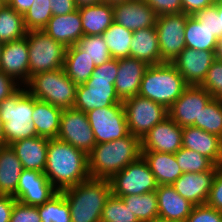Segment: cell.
Here are the masks:
<instances>
[{
    "instance_id": "cell-1",
    "label": "cell",
    "mask_w": 222,
    "mask_h": 222,
    "mask_svg": "<svg viewBox=\"0 0 222 222\" xmlns=\"http://www.w3.org/2000/svg\"><path fill=\"white\" fill-rule=\"evenodd\" d=\"M44 174L61 192L90 179L88 155L57 138L49 139Z\"/></svg>"
},
{
    "instance_id": "cell-2",
    "label": "cell",
    "mask_w": 222,
    "mask_h": 222,
    "mask_svg": "<svg viewBox=\"0 0 222 222\" xmlns=\"http://www.w3.org/2000/svg\"><path fill=\"white\" fill-rule=\"evenodd\" d=\"M141 156V139L131 133L121 139L96 144L88 154L90 177L109 180Z\"/></svg>"
},
{
    "instance_id": "cell-3",
    "label": "cell",
    "mask_w": 222,
    "mask_h": 222,
    "mask_svg": "<svg viewBox=\"0 0 222 222\" xmlns=\"http://www.w3.org/2000/svg\"><path fill=\"white\" fill-rule=\"evenodd\" d=\"M118 68V59L114 58L96 66L90 78L84 84L77 85L73 108L86 113L93 109L123 103L117 96L114 86Z\"/></svg>"
},
{
    "instance_id": "cell-4",
    "label": "cell",
    "mask_w": 222,
    "mask_h": 222,
    "mask_svg": "<svg viewBox=\"0 0 222 222\" xmlns=\"http://www.w3.org/2000/svg\"><path fill=\"white\" fill-rule=\"evenodd\" d=\"M61 192L68 202L72 222H100L103 208L112 194L108 179L93 178Z\"/></svg>"
},
{
    "instance_id": "cell-5",
    "label": "cell",
    "mask_w": 222,
    "mask_h": 222,
    "mask_svg": "<svg viewBox=\"0 0 222 222\" xmlns=\"http://www.w3.org/2000/svg\"><path fill=\"white\" fill-rule=\"evenodd\" d=\"M34 96L25 86L0 102V119L3 123V135L6 145L37 136L32 120Z\"/></svg>"
},
{
    "instance_id": "cell-6",
    "label": "cell",
    "mask_w": 222,
    "mask_h": 222,
    "mask_svg": "<svg viewBox=\"0 0 222 222\" xmlns=\"http://www.w3.org/2000/svg\"><path fill=\"white\" fill-rule=\"evenodd\" d=\"M189 85L172 63L149 65L144 73L138 95L169 109Z\"/></svg>"
},
{
    "instance_id": "cell-7",
    "label": "cell",
    "mask_w": 222,
    "mask_h": 222,
    "mask_svg": "<svg viewBox=\"0 0 222 222\" xmlns=\"http://www.w3.org/2000/svg\"><path fill=\"white\" fill-rule=\"evenodd\" d=\"M24 86L38 100L62 109L74 106L77 85L66 75L63 68L37 73L31 76Z\"/></svg>"
},
{
    "instance_id": "cell-8",
    "label": "cell",
    "mask_w": 222,
    "mask_h": 222,
    "mask_svg": "<svg viewBox=\"0 0 222 222\" xmlns=\"http://www.w3.org/2000/svg\"><path fill=\"white\" fill-rule=\"evenodd\" d=\"M29 79L31 76L64 67L66 47L43 30L27 31Z\"/></svg>"
},
{
    "instance_id": "cell-9",
    "label": "cell",
    "mask_w": 222,
    "mask_h": 222,
    "mask_svg": "<svg viewBox=\"0 0 222 222\" xmlns=\"http://www.w3.org/2000/svg\"><path fill=\"white\" fill-rule=\"evenodd\" d=\"M111 193L117 197L156 191L158 184L147 162L141 156L110 179Z\"/></svg>"
},
{
    "instance_id": "cell-10",
    "label": "cell",
    "mask_w": 222,
    "mask_h": 222,
    "mask_svg": "<svg viewBox=\"0 0 222 222\" xmlns=\"http://www.w3.org/2000/svg\"><path fill=\"white\" fill-rule=\"evenodd\" d=\"M123 106L129 133L140 139L168 117L167 108L140 95L124 100Z\"/></svg>"
},
{
    "instance_id": "cell-11",
    "label": "cell",
    "mask_w": 222,
    "mask_h": 222,
    "mask_svg": "<svg viewBox=\"0 0 222 222\" xmlns=\"http://www.w3.org/2000/svg\"><path fill=\"white\" fill-rule=\"evenodd\" d=\"M96 144L111 142L129 134L123 103L86 112Z\"/></svg>"
},
{
    "instance_id": "cell-12",
    "label": "cell",
    "mask_w": 222,
    "mask_h": 222,
    "mask_svg": "<svg viewBox=\"0 0 222 222\" xmlns=\"http://www.w3.org/2000/svg\"><path fill=\"white\" fill-rule=\"evenodd\" d=\"M188 16L184 12L158 16L155 29L163 62L172 63L186 47L184 31Z\"/></svg>"
},
{
    "instance_id": "cell-13",
    "label": "cell",
    "mask_w": 222,
    "mask_h": 222,
    "mask_svg": "<svg viewBox=\"0 0 222 222\" xmlns=\"http://www.w3.org/2000/svg\"><path fill=\"white\" fill-rule=\"evenodd\" d=\"M57 139L69 143L87 155L96 145L86 113L74 108L62 110Z\"/></svg>"
},
{
    "instance_id": "cell-14",
    "label": "cell",
    "mask_w": 222,
    "mask_h": 222,
    "mask_svg": "<svg viewBox=\"0 0 222 222\" xmlns=\"http://www.w3.org/2000/svg\"><path fill=\"white\" fill-rule=\"evenodd\" d=\"M213 96L200 85H189L168 109V116L180 127L199 128V115Z\"/></svg>"
},
{
    "instance_id": "cell-15",
    "label": "cell",
    "mask_w": 222,
    "mask_h": 222,
    "mask_svg": "<svg viewBox=\"0 0 222 222\" xmlns=\"http://www.w3.org/2000/svg\"><path fill=\"white\" fill-rule=\"evenodd\" d=\"M57 192L44 173L24 169L20 175L14 198L24 205L39 206Z\"/></svg>"
},
{
    "instance_id": "cell-16",
    "label": "cell",
    "mask_w": 222,
    "mask_h": 222,
    "mask_svg": "<svg viewBox=\"0 0 222 222\" xmlns=\"http://www.w3.org/2000/svg\"><path fill=\"white\" fill-rule=\"evenodd\" d=\"M215 52L185 47L172 64L188 85H201L211 64L216 60Z\"/></svg>"
},
{
    "instance_id": "cell-17",
    "label": "cell",
    "mask_w": 222,
    "mask_h": 222,
    "mask_svg": "<svg viewBox=\"0 0 222 222\" xmlns=\"http://www.w3.org/2000/svg\"><path fill=\"white\" fill-rule=\"evenodd\" d=\"M183 127L169 116L157 123L142 139V151L175 154L182 147Z\"/></svg>"
},
{
    "instance_id": "cell-18",
    "label": "cell",
    "mask_w": 222,
    "mask_h": 222,
    "mask_svg": "<svg viewBox=\"0 0 222 222\" xmlns=\"http://www.w3.org/2000/svg\"><path fill=\"white\" fill-rule=\"evenodd\" d=\"M114 22L131 31L155 27L157 13L143 0H129L114 4Z\"/></svg>"
},
{
    "instance_id": "cell-19",
    "label": "cell",
    "mask_w": 222,
    "mask_h": 222,
    "mask_svg": "<svg viewBox=\"0 0 222 222\" xmlns=\"http://www.w3.org/2000/svg\"><path fill=\"white\" fill-rule=\"evenodd\" d=\"M0 71L13 77L22 86L29 81V51L26 37L3 44Z\"/></svg>"
},
{
    "instance_id": "cell-20",
    "label": "cell",
    "mask_w": 222,
    "mask_h": 222,
    "mask_svg": "<svg viewBox=\"0 0 222 222\" xmlns=\"http://www.w3.org/2000/svg\"><path fill=\"white\" fill-rule=\"evenodd\" d=\"M216 171L214 166L206 172L183 173L171 186L194 206L203 205L207 203Z\"/></svg>"
},
{
    "instance_id": "cell-21",
    "label": "cell",
    "mask_w": 222,
    "mask_h": 222,
    "mask_svg": "<svg viewBox=\"0 0 222 222\" xmlns=\"http://www.w3.org/2000/svg\"><path fill=\"white\" fill-rule=\"evenodd\" d=\"M118 73L115 79V90L119 99L124 100L138 95L140 84L149 65L136 58L118 59Z\"/></svg>"
},
{
    "instance_id": "cell-22",
    "label": "cell",
    "mask_w": 222,
    "mask_h": 222,
    "mask_svg": "<svg viewBox=\"0 0 222 222\" xmlns=\"http://www.w3.org/2000/svg\"><path fill=\"white\" fill-rule=\"evenodd\" d=\"M182 147L208 158L215 166L222 165V139L200 128L183 127Z\"/></svg>"
},
{
    "instance_id": "cell-23",
    "label": "cell",
    "mask_w": 222,
    "mask_h": 222,
    "mask_svg": "<svg viewBox=\"0 0 222 222\" xmlns=\"http://www.w3.org/2000/svg\"><path fill=\"white\" fill-rule=\"evenodd\" d=\"M43 31L66 48L75 45L84 36L79 10L52 15Z\"/></svg>"
},
{
    "instance_id": "cell-24",
    "label": "cell",
    "mask_w": 222,
    "mask_h": 222,
    "mask_svg": "<svg viewBox=\"0 0 222 222\" xmlns=\"http://www.w3.org/2000/svg\"><path fill=\"white\" fill-rule=\"evenodd\" d=\"M158 200V218L184 222L194 205L183 198L171 185H159L155 191Z\"/></svg>"
},
{
    "instance_id": "cell-25",
    "label": "cell",
    "mask_w": 222,
    "mask_h": 222,
    "mask_svg": "<svg viewBox=\"0 0 222 222\" xmlns=\"http://www.w3.org/2000/svg\"><path fill=\"white\" fill-rule=\"evenodd\" d=\"M48 142L49 138L34 136L17 140L10 146L15 151L24 169L44 173Z\"/></svg>"
},
{
    "instance_id": "cell-26",
    "label": "cell",
    "mask_w": 222,
    "mask_h": 222,
    "mask_svg": "<svg viewBox=\"0 0 222 222\" xmlns=\"http://www.w3.org/2000/svg\"><path fill=\"white\" fill-rule=\"evenodd\" d=\"M130 57L146 62L148 65L164 63L161 60L158 36L155 27L133 31L130 44Z\"/></svg>"
},
{
    "instance_id": "cell-27",
    "label": "cell",
    "mask_w": 222,
    "mask_h": 222,
    "mask_svg": "<svg viewBox=\"0 0 222 222\" xmlns=\"http://www.w3.org/2000/svg\"><path fill=\"white\" fill-rule=\"evenodd\" d=\"M142 157L147 162L158 186L172 185L183 174L175 154L142 151Z\"/></svg>"
},
{
    "instance_id": "cell-28",
    "label": "cell",
    "mask_w": 222,
    "mask_h": 222,
    "mask_svg": "<svg viewBox=\"0 0 222 222\" xmlns=\"http://www.w3.org/2000/svg\"><path fill=\"white\" fill-rule=\"evenodd\" d=\"M84 35H102L114 22L113 6L107 2L78 8Z\"/></svg>"
},
{
    "instance_id": "cell-29",
    "label": "cell",
    "mask_w": 222,
    "mask_h": 222,
    "mask_svg": "<svg viewBox=\"0 0 222 222\" xmlns=\"http://www.w3.org/2000/svg\"><path fill=\"white\" fill-rule=\"evenodd\" d=\"M24 170L10 145L0 148V195L15 196L19 178Z\"/></svg>"
},
{
    "instance_id": "cell-30",
    "label": "cell",
    "mask_w": 222,
    "mask_h": 222,
    "mask_svg": "<svg viewBox=\"0 0 222 222\" xmlns=\"http://www.w3.org/2000/svg\"><path fill=\"white\" fill-rule=\"evenodd\" d=\"M62 110L60 107L34 97L32 120L36 127L37 136L49 139L57 138Z\"/></svg>"
},
{
    "instance_id": "cell-31",
    "label": "cell",
    "mask_w": 222,
    "mask_h": 222,
    "mask_svg": "<svg viewBox=\"0 0 222 222\" xmlns=\"http://www.w3.org/2000/svg\"><path fill=\"white\" fill-rule=\"evenodd\" d=\"M95 64L76 44L66 48L64 71L76 84H84L95 69Z\"/></svg>"
},
{
    "instance_id": "cell-32",
    "label": "cell",
    "mask_w": 222,
    "mask_h": 222,
    "mask_svg": "<svg viewBox=\"0 0 222 222\" xmlns=\"http://www.w3.org/2000/svg\"><path fill=\"white\" fill-rule=\"evenodd\" d=\"M184 32L187 48L216 51L218 39L192 15L187 17Z\"/></svg>"
},
{
    "instance_id": "cell-33",
    "label": "cell",
    "mask_w": 222,
    "mask_h": 222,
    "mask_svg": "<svg viewBox=\"0 0 222 222\" xmlns=\"http://www.w3.org/2000/svg\"><path fill=\"white\" fill-rule=\"evenodd\" d=\"M104 42L108 45L112 58L120 59L130 57V44L133 31L113 22L102 34Z\"/></svg>"
},
{
    "instance_id": "cell-34",
    "label": "cell",
    "mask_w": 222,
    "mask_h": 222,
    "mask_svg": "<svg viewBox=\"0 0 222 222\" xmlns=\"http://www.w3.org/2000/svg\"><path fill=\"white\" fill-rule=\"evenodd\" d=\"M121 199L140 222H150L158 218V200L155 191L123 196Z\"/></svg>"
},
{
    "instance_id": "cell-35",
    "label": "cell",
    "mask_w": 222,
    "mask_h": 222,
    "mask_svg": "<svg viewBox=\"0 0 222 222\" xmlns=\"http://www.w3.org/2000/svg\"><path fill=\"white\" fill-rule=\"evenodd\" d=\"M23 15L8 6L0 9V41L2 43L21 39L26 36Z\"/></svg>"
},
{
    "instance_id": "cell-36",
    "label": "cell",
    "mask_w": 222,
    "mask_h": 222,
    "mask_svg": "<svg viewBox=\"0 0 222 222\" xmlns=\"http://www.w3.org/2000/svg\"><path fill=\"white\" fill-rule=\"evenodd\" d=\"M37 208L41 222H72L70 208L62 192H57Z\"/></svg>"
},
{
    "instance_id": "cell-37",
    "label": "cell",
    "mask_w": 222,
    "mask_h": 222,
    "mask_svg": "<svg viewBox=\"0 0 222 222\" xmlns=\"http://www.w3.org/2000/svg\"><path fill=\"white\" fill-rule=\"evenodd\" d=\"M199 128L222 139V100L212 98L203 108Z\"/></svg>"
},
{
    "instance_id": "cell-38",
    "label": "cell",
    "mask_w": 222,
    "mask_h": 222,
    "mask_svg": "<svg viewBox=\"0 0 222 222\" xmlns=\"http://www.w3.org/2000/svg\"><path fill=\"white\" fill-rule=\"evenodd\" d=\"M175 158L183 173H199L210 171L215 165L196 151L181 147Z\"/></svg>"
},
{
    "instance_id": "cell-39",
    "label": "cell",
    "mask_w": 222,
    "mask_h": 222,
    "mask_svg": "<svg viewBox=\"0 0 222 222\" xmlns=\"http://www.w3.org/2000/svg\"><path fill=\"white\" fill-rule=\"evenodd\" d=\"M76 45L93 60L95 66L102 65L112 58L102 35H84Z\"/></svg>"
},
{
    "instance_id": "cell-40",
    "label": "cell",
    "mask_w": 222,
    "mask_h": 222,
    "mask_svg": "<svg viewBox=\"0 0 222 222\" xmlns=\"http://www.w3.org/2000/svg\"><path fill=\"white\" fill-rule=\"evenodd\" d=\"M52 15L50 0H34L32 6L23 15L26 30H43Z\"/></svg>"
},
{
    "instance_id": "cell-41",
    "label": "cell",
    "mask_w": 222,
    "mask_h": 222,
    "mask_svg": "<svg viewBox=\"0 0 222 222\" xmlns=\"http://www.w3.org/2000/svg\"><path fill=\"white\" fill-rule=\"evenodd\" d=\"M101 222H140L120 197L110 195L102 211Z\"/></svg>"
},
{
    "instance_id": "cell-42",
    "label": "cell",
    "mask_w": 222,
    "mask_h": 222,
    "mask_svg": "<svg viewBox=\"0 0 222 222\" xmlns=\"http://www.w3.org/2000/svg\"><path fill=\"white\" fill-rule=\"evenodd\" d=\"M200 86L205 88L213 98L222 100V60L216 59L211 64Z\"/></svg>"
},
{
    "instance_id": "cell-43",
    "label": "cell",
    "mask_w": 222,
    "mask_h": 222,
    "mask_svg": "<svg viewBox=\"0 0 222 222\" xmlns=\"http://www.w3.org/2000/svg\"><path fill=\"white\" fill-rule=\"evenodd\" d=\"M217 39L221 37V22L217 11V0L209 7L197 10L193 15Z\"/></svg>"
},
{
    "instance_id": "cell-44",
    "label": "cell",
    "mask_w": 222,
    "mask_h": 222,
    "mask_svg": "<svg viewBox=\"0 0 222 222\" xmlns=\"http://www.w3.org/2000/svg\"><path fill=\"white\" fill-rule=\"evenodd\" d=\"M184 222H222V212L207 204L196 205Z\"/></svg>"
},
{
    "instance_id": "cell-45",
    "label": "cell",
    "mask_w": 222,
    "mask_h": 222,
    "mask_svg": "<svg viewBox=\"0 0 222 222\" xmlns=\"http://www.w3.org/2000/svg\"><path fill=\"white\" fill-rule=\"evenodd\" d=\"M10 222H41L37 206L14 203Z\"/></svg>"
},
{
    "instance_id": "cell-46",
    "label": "cell",
    "mask_w": 222,
    "mask_h": 222,
    "mask_svg": "<svg viewBox=\"0 0 222 222\" xmlns=\"http://www.w3.org/2000/svg\"><path fill=\"white\" fill-rule=\"evenodd\" d=\"M158 16L183 12L181 0H143Z\"/></svg>"
},
{
    "instance_id": "cell-47",
    "label": "cell",
    "mask_w": 222,
    "mask_h": 222,
    "mask_svg": "<svg viewBox=\"0 0 222 222\" xmlns=\"http://www.w3.org/2000/svg\"><path fill=\"white\" fill-rule=\"evenodd\" d=\"M206 204L222 212V165L217 166Z\"/></svg>"
},
{
    "instance_id": "cell-48",
    "label": "cell",
    "mask_w": 222,
    "mask_h": 222,
    "mask_svg": "<svg viewBox=\"0 0 222 222\" xmlns=\"http://www.w3.org/2000/svg\"><path fill=\"white\" fill-rule=\"evenodd\" d=\"M21 86L13 77L0 71V102L14 94Z\"/></svg>"
},
{
    "instance_id": "cell-49",
    "label": "cell",
    "mask_w": 222,
    "mask_h": 222,
    "mask_svg": "<svg viewBox=\"0 0 222 222\" xmlns=\"http://www.w3.org/2000/svg\"><path fill=\"white\" fill-rule=\"evenodd\" d=\"M53 15H66L77 10L75 0H50Z\"/></svg>"
},
{
    "instance_id": "cell-50",
    "label": "cell",
    "mask_w": 222,
    "mask_h": 222,
    "mask_svg": "<svg viewBox=\"0 0 222 222\" xmlns=\"http://www.w3.org/2000/svg\"><path fill=\"white\" fill-rule=\"evenodd\" d=\"M13 196L0 195V222H10L14 203Z\"/></svg>"
},
{
    "instance_id": "cell-51",
    "label": "cell",
    "mask_w": 222,
    "mask_h": 222,
    "mask_svg": "<svg viewBox=\"0 0 222 222\" xmlns=\"http://www.w3.org/2000/svg\"><path fill=\"white\" fill-rule=\"evenodd\" d=\"M183 12L193 15L197 10L204 9L215 3V0H181Z\"/></svg>"
},
{
    "instance_id": "cell-52",
    "label": "cell",
    "mask_w": 222,
    "mask_h": 222,
    "mask_svg": "<svg viewBox=\"0 0 222 222\" xmlns=\"http://www.w3.org/2000/svg\"><path fill=\"white\" fill-rule=\"evenodd\" d=\"M34 0H10L7 5L24 15L32 6Z\"/></svg>"
},
{
    "instance_id": "cell-53",
    "label": "cell",
    "mask_w": 222,
    "mask_h": 222,
    "mask_svg": "<svg viewBox=\"0 0 222 222\" xmlns=\"http://www.w3.org/2000/svg\"><path fill=\"white\" fill-rule=\"evenodd\" d=\"M104 2V0H75V4L77 8L89 6V5H96L99 3Z\"/></svg>"
},
{
    "instance_id": "cell-54",
    "label": "cell",
    "mask_w": 222,
    "mask_h": 222,
    "mask_svg": "<svg viewBox=\"0 0 222 222\" xmlns=\"http://www.w3.org/2000/svg\"><path fill=\"white\" fill-rule=\"evenodd\" d=\"M216 59L222 60V37H220L217 41L216 48Z\"/></svg>"
},
{
    "instance_id": "cell-55",
    "label": "cell",
    "mask_w": 222,
    "mask_h": 222,
    "mask_svg": "<svg viewBox=\"0 0 222 222\" xmlns=\"http://www.w3.org/2000/svg\"><path fill=\"white\" fill-rule=\"evenodd\" d=\"M217 11L221 22V37H222V0H217Z\"/></svg>"
},
{
    "instance_id": "cell-56",
    "label": "cell",
    "mask_w": 222,
    "mask_h": 222,
    "mask_svg": "<svg viewBox=\"0 0 222 222\" xmlns=\"http://www.w3.org/2000/svg\"><path fill=\"white\" fill-rule=\"evenodd\" d=\"M5 145L6 143H5L4 135H3V123L1 122V119H0V148Z\"/></svg>"
},
{
    "instance_id": "cell-57",
    "label": "cell",
    "mask_w": 222,
    "mask_h": 222,
    "mask_svg": "<svg viewBox=\"0 0 222 222\" xmlns=\"http://www.w3.org/2000/svg\"><path fill=\"white\" fill-rule=\"evenodd\" d=\"M126 1H129V0H104V2H107L111 5L118 4V3H123V2H126Z\"/></svg>"
},
{
    "instance_id": "cell-58",
    "label": "cell",
    "mask_w": 222,
    "mask_h": 222,
    "mask_svg": "<svg viewBox=\"0 0 222 222\" xmlns=\"http://www.w3.org/2000/svg\"><path fill=\"white\" fill-rule=\"evenodd\" d=\"M150 222H172V221H167V220H163V219H160V218H157V219H154Z\"/></svg>"
},
{
    "instance_id": "cell-59",
    "label": "cell",
    "mask_w": 222,
    "mask_h": 222,
    "mask_svg": "<svg viewBox=\"0 0 222 222\" xmlns=\"http://www.w3.org/2000/svg\"><path fill=\"white\" fill-rule=\"evenodd\" d=\"M5 5L6 3L3 0H0V9H2Z\"/></svg>"
},
{
    "instance_id": "cell-60",
    "label": "cell",
    "mask_w": 222,
    "mask_h": 222,
    "mask_svg": "<svg viewBox=\"0 0 222 222\" xmlns=\"http://www.w3.org/2000/svg\"><path fill=\"white\" fill-rule=\"evenodd\" d=\"M3 44L1 41H0V58H1V52H2V47H3Z\"/></svg>"
},
{
    "instance_id": "cell-61",
    "label": "cell",
    "mask_w": 222,
    "mask_h": 222,
    "mask_svg": "<svg viewBox=\"0 0 222 222\" xmlns=\"http://www.w3.org/2000/svg\"><path fill=\"white\" fill-rule=\"evenodd\" d=\"M6 4L10 1V0H3Z\"/></svg>"
}]
</instances>
